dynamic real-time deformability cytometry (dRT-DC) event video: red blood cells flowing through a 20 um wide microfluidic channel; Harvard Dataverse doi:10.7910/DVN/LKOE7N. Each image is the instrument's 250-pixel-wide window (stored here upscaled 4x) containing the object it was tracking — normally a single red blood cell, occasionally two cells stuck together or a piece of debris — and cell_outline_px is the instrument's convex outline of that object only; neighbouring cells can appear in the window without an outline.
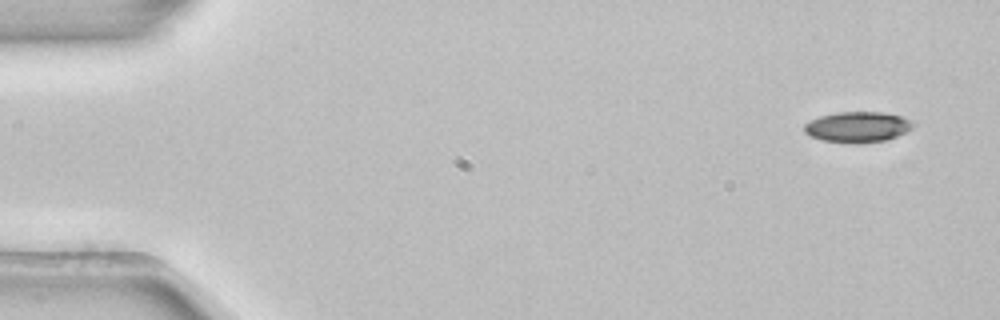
{"species": "common noctule bat (a hibernating species)", "species_latin": "Nyctalus noctula", "temperature_condition": "room temperature", "stored_images_in_passage": 4, "camera_frame_rate_fps": 3000, "um_per_image_px": 0.085, "animal": {"sex": "female", "body_mass_g": 22.7, "forearm_length_mm": 54.2}, "frame": {"image": 1, "passage_image": 1, "time_ms": 0.0, "image_size_px": [1000, 320], "cell_outline_px": [[916, 124], [912, 128], [888, 140], [856, 144], [824, 140], [808, 136], [804, 132], [804, 124], [820, 116], [836, 112], [884, 112], [900, 116], [912, 120]], "centroid_in_image_um": [72.9, 10.79], "position_along_channel_um": 12.1, "area_um2": 19.54}}